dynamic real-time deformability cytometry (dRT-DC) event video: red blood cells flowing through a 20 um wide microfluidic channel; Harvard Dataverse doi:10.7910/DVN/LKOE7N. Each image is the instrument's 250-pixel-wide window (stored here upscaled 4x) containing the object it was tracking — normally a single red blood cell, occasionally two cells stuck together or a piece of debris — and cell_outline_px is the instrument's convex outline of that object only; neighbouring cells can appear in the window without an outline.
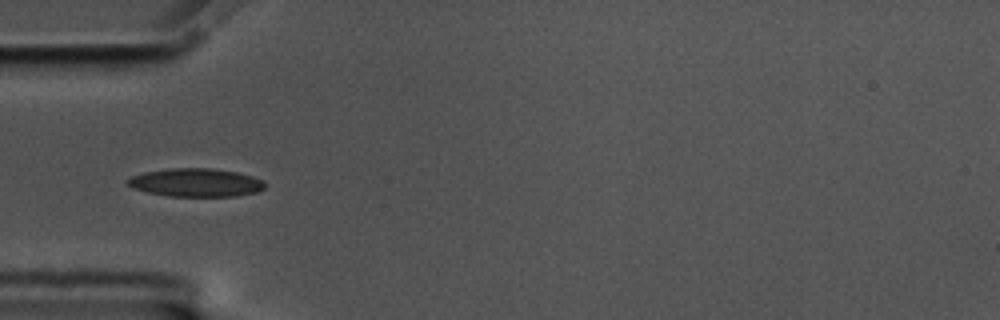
{"species": "common noctule bat (a hibernating species)", "species_latin": "Nyctalus noctula", "temperature_condition": "cold", "stored_images_in_passage": 41, "camera_frame_rate_fps": 3000, "um_per_image_px": 0.085, "animal": {"sex": "male", "body_mass_g": 17.5, "forearm_length_mm": 52.3}, "frame": {"image": 1, "passage_image": 1, "time_ms": 0.0, "image_size_px": [1000, 320], "cell_outline_px": [[268, 184], [264, 188], [256, 192], [236, 196], [168, 196], [148, 192], [132, 188], [124, 180], [132, 176], [144, 172], [168, 168], [212, 168], [236, 172], [252, 176], [264, 180]], "centroid_in_image_um": [16.65, 15.51], "position_along_channel_um": 68.3, "area_um2": 22.77}}
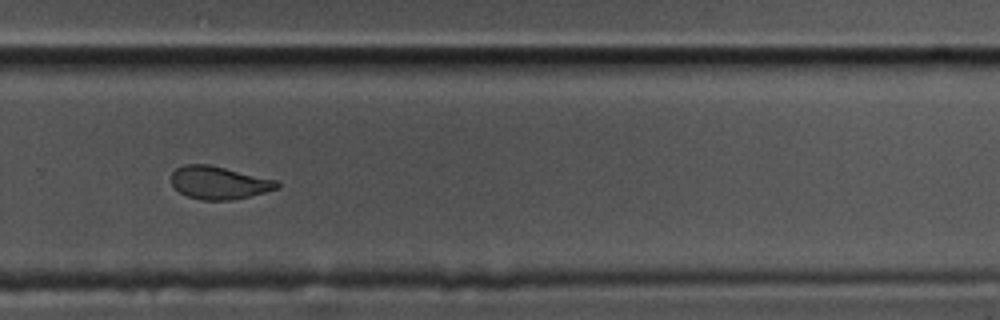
{"frame": {"image": 2, "passage_image": 22, "time_ms": 7.0, "image_size_px": [1000, 320], "cell_outline_px": [[280, 188], [232, 200], [200, 200], [188, 196], [180, 192], [172, 184], [172, 172], [176, 168], [184, 164], [208, 164], [276, 180], [280, 184]], "centroid_in_image_um": [18.6, 15.53], "position_along_channel_um": 311.2, "area_um2": 20.06}}
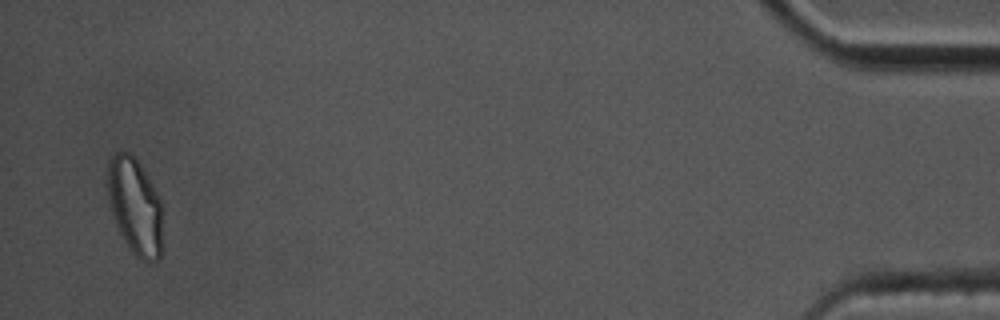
{"frame": {"image": 3, "passage_image": 39, "time_ms": 12.667, "image_size_px": [1000, 320], "cell_outline_px": [[164, 252], [160, 260], [152, 264], [148, 264], [140, 260], [128, 248], [120, 232], [112, 212], [108, 196], [108, 164], [112, 156], [116, 152], [128, 152], [136, 160], [156, 188], [160, 200]], "centroid_in_image_um": [11.54, 17.65], "position_along_channel_um": 423.7, "area_um2": 31.39}, "authors_computed_cell_mechanics": {"area_um2": 21.5016, "velocity_mm_per_s": 3.4734, "shape_relaxation_time_tau1_ms": 7.9712, "shape_relaxation_time_tau2_ms": 2.6923, "deformation_change_tau1": 0.1729, "deformation_change_tau2": 0.0883}}